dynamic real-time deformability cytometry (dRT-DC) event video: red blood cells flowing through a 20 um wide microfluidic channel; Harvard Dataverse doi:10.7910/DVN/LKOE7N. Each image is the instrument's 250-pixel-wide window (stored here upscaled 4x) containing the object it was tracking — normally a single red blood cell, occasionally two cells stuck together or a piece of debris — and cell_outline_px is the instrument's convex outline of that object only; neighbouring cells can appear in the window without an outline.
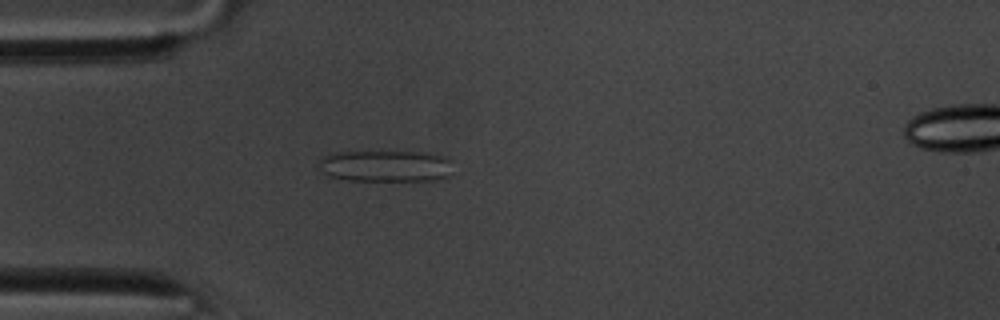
{"species": "common noctule bat (a hibernating species)", "species_latin": "Nyctalus noctula", "temperature_condition": "room temperature", "stored_images_in_passage": 44, "camera_frame_rate_fps": 3000, "um_per_image_px": 0.085, "animal": {"sex": "male", "body_mass_g": 20.1, "forearm_length_mm": 53.5}, "frame": {"image": 1, "passage_image": 5, "time_ms": 1.333, "image_size_px": [1000, 320], "cell_outline_px": [[448, 176], [436, 180], [348, 180], [328, 176], [320, 172], [320, 156], [336, 152], [420, 152], [448, 156]], "centroid_in_image_um": [32.7, 14.1], "position_along_channel_um": 52.3, "area_um2": 24.45}}
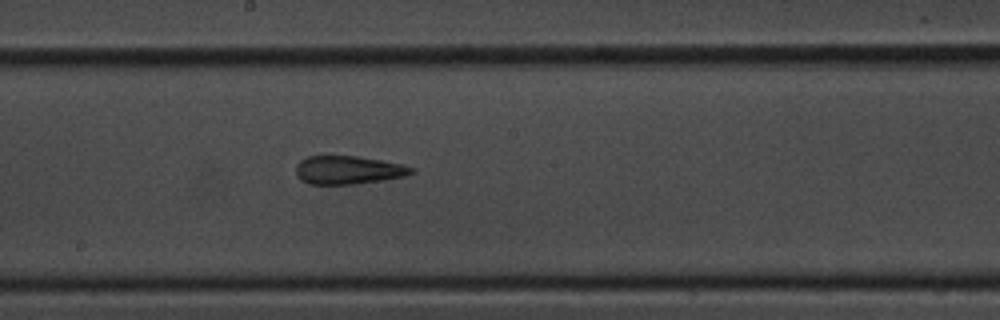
{"frame": {"image": 2, "passage_image": 19, "time_ms": 6.0, "image_size_px": [1000, 320], "cell_outline_px": [[416, 172], [404, 176], [384, 180], [352, 184], [308, 184], [300, 180], [296, 176], [296, 164], [300, 160], [308, 156], [324, 152], [360, 156], [404, 164], [416, 168]], "centroid_in_image_um": [29.56, 14.4], "position_along_channel_um": 218.6, "area_um2": 20.11}}
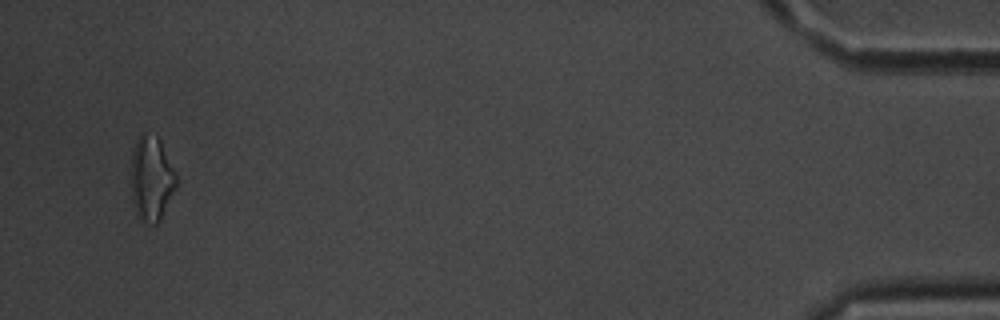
{"frame": {"image": 3, "passage_image": 42, "time_ms": 13.667, "image_size_px": [1000, 320], "cell_outline_px": [[176, 188], [160, 220], [156, 224], [148, 224], [136, 212], [132, 200], [132, 152], [136, 140], [144, 132], [156, 136], [160, 140], [176, 176]], "centroid_in_image_um": [12.87, 15.18], "position_along_channel_um": 422.3, "area_um2": 21.85}, "authors_computed_cell_mechanics": {"area_um2": 20.1144, "velocity_mm_per_s": 3.7141, "shape_relaxation_time_tau1_ms": null, "shape_relaxation_time_tau2_ms": 2.8982, "deformation_change_tau1": null, "deformation_change_tau2": 0.1163}}